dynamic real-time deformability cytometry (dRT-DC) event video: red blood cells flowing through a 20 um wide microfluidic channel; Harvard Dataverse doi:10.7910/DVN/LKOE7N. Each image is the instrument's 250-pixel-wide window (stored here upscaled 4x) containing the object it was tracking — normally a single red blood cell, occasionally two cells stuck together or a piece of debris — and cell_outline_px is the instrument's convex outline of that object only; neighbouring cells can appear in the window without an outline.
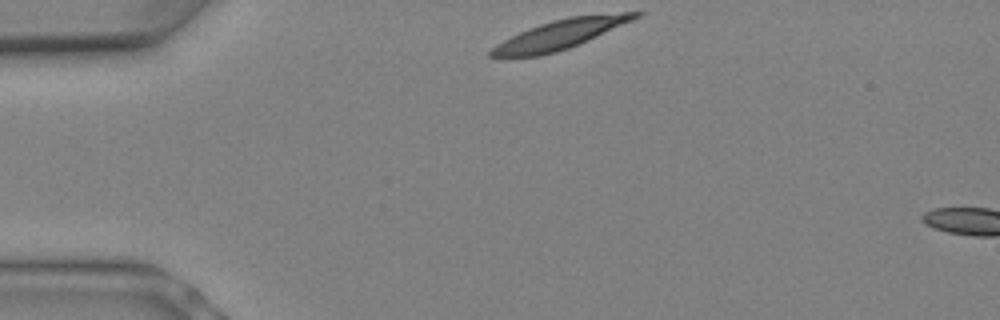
{"species": "Egyptian fruit bat (a non-hibernating species)", "species_latin": "Rousettus aegyptiacus", "temperature_condition": "warm", "stored_images_in_passage": 3, "camera_frame_rate_fps": 3000, "um_per_image_px": 0.085, "animal": {"sex": "female"}, "frame": {"image": 1, "passage_image": 1, "time_ms": 0.0, "image_size_px": [1000, 320], "cell_outline_px": [[644, 12], [640, 16], [632, 20], [588, 40], [568, 48], [556, 52], [540, 56], [488, 56], [488, 52], [496, 44], [520, 32], [540, 24], [552, 20], [568, 16], [620, 12]], "centroid_in_image_um": [47.63, 2.9], "position_along_channel_um": 37.4, "area_um2": 24.22}}